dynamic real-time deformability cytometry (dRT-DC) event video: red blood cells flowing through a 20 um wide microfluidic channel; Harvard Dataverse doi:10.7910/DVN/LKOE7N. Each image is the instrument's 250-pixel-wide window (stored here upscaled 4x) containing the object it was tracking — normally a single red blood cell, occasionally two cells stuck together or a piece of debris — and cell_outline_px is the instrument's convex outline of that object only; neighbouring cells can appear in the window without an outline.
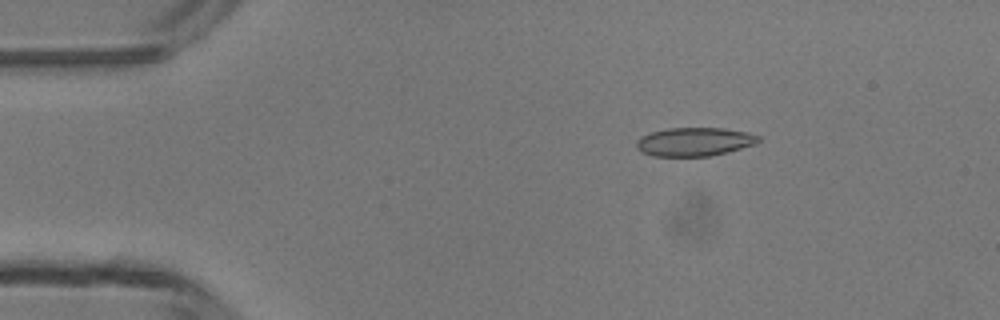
{"species": "common noctule bat (a hibernating species)", "species_latin": "Nyctalus noctula", "temperature_condition": "room temperature", "stored_images_in_passage": 5, "camera_frame_rate_fps": 3000, "um_per_image_px": 0.085, "animal": {"sex": "male", "body_mass_g": 13.3}, "frame": {"image": 1, "passage_image": 2, "time_ms": 1.333, "image_size_px": [1000, 320], "cell_outline_px": [[760, 140], [756, 144], [728, 152], [708, 156], [652, 156], [640, 152], [636, 148], [636, 140], [640, 136], [652, 132], [668, 128], [724, 128], [748, 132], [760, 136]], "centroid_in_image_um": [59.01, 12.05], "position_along_channel_um": 26.0, "area_um2": 20.52}}
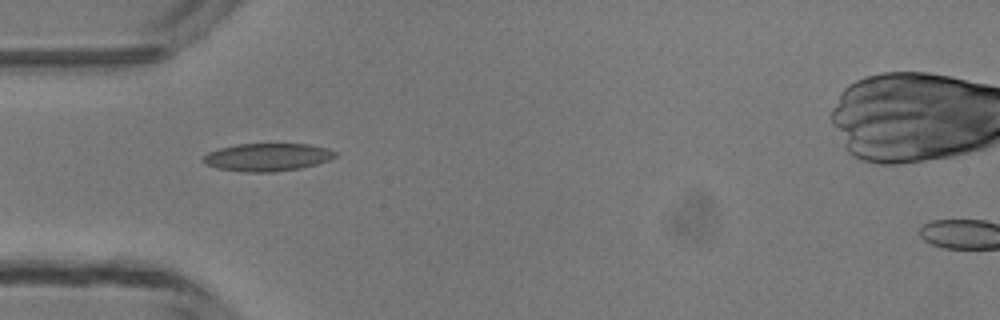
{"frame": {"image": 2, "passage_image": 4, "time_ms": 3.667, "image_size_px": [1000, 320], "cell_outline_px": [[336, 156], [328, 160], [316, 164], [300, 168], [276, 172], [244, 172], [216, 168], [204, 164], [200, 160], [208, 152], [220, 148], [236, 144], [308, 144], [328, 148], [336, 152]], "centroid_in_image_um": [22.69, 13.36], "position_along_channel_um": 62.3, "area_um2": 21.5}}
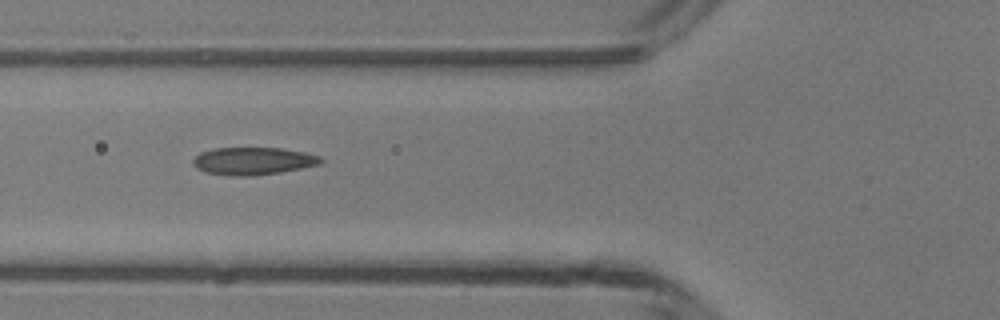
{"frame": {"image": 3, "passage_image": 5, "time_ms": 4.667, "image_size_px": [1000, 320], "cell_outline_px": [[324, 160], [320, 164], [280, 172], [252, 176], [228, 176], [204, 172], [196, 168], [192, 160], [200, 152], [212, 148], [280, 148], [304, 152], [320, 156]], "centroid_in_image_um": [21.48, 13.69], "position_along_channel_um": 104.3, "area_um2": 20.58}}